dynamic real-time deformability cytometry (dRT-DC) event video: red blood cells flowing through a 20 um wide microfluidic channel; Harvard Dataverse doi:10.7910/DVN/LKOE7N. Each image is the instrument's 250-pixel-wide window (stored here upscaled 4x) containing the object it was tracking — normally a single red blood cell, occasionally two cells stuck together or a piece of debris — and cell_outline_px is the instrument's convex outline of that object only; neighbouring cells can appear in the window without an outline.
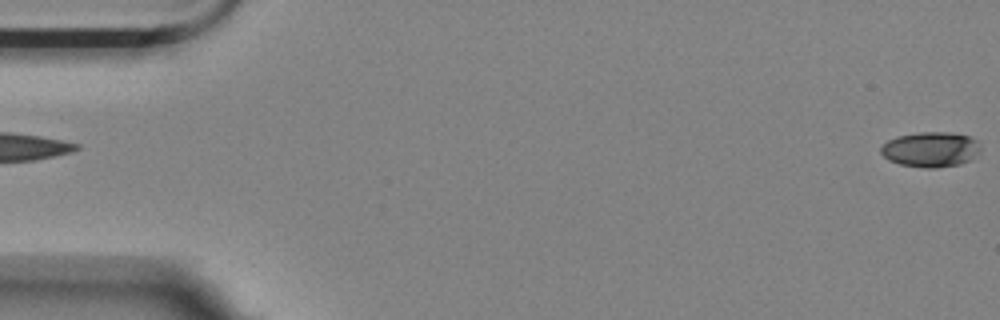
{"species": "Egyptian fruit bat (a non-hibernating species)", "species_latin": "Rousettus aegyptiacus", "temperature_condition": "room temperature", "stored_images_in_passage": 4, "segment_of_instrument_passage": [2, 2], "camera_frame_rate_fps": 3000, "um_per_image_px": 0.085, "animal": {"sex": "female"}, "frame": {"image": 1, "passage_image": 4, "time_ms": 5.0, "image_size_px": [1000, 320], "cell_outline_px": [[980, 152], [968, 160], [960, 164], [936, 168], [924, 168], [900, 164], [888, 160], [880, 152], [880, 148], [888, 140], [896, 136], [920, 132], [948, 132], [968, 136], [976, 140], [980, 148]], "centroid_in_image_um": [79.08, 12.7], "position_along_channel_um": 5.9, "area_um2": 20.35}}